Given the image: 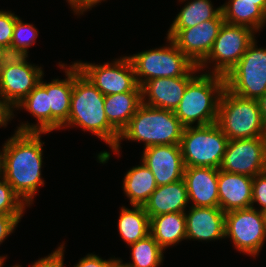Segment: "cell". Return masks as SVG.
<instances>
[{"label":"cell","instance_id":"1","mask_svg":"<svg viewBox=\"0 0 266 267\" xmlns=\"http://www.w3.org/2000/svg\"><path fill=\"white\" fill-rule=\"evenodd\" d=\"M47 132L16 131L4 143L3 178L27 207L32 206L42 179L43 145L41 135Z\"/></svg>","mask_w":266,"mask_h":267},{"label":"cell","instance_id":"2","mask_svg":"<svg viewBox=\"0 0 266 267\" xmlns=\"http://www.w3.org/2000/svg\"><path fill=\"white\" fill-rule=\"evenodd\" d=\"M105 96L74 64V85L68 121L61 129L80 127L102 139L111 150L120 133L108 122L104 109Z\"/></svg>","mask_w":266,"mask_h":267},{"label":"cell","instance_id":"3","mask_svg":"<svg viewBox=\"0 0 266 267\" xmlns=\"http://www.w3.org/2000/svg\"><path fill=\"white\" fill-rule=\"evenodd\" d=\"M185 126L174 111L141 104L128 125L121 131L112 152L120 155L121 141L143 142L144 148L156 145H179Z\"/></svg>","mask_w":266,"mask_h":267},{"label":"cell","instance_id":"4","mask_svg":"<svg viewBox=\"0 0 266 267\" xmlns=\"http://www.w3.org/2000/svg\"><path fill=\"white\" fill-rule=\"evenodd\" d=\"M224 88L225 76L205 71L198 73L187 84L183 98L174 111L176 117L185 127L216 123Z\"/></svg>","mask_w":266,"mask_h":267},{"label":"cell","instance_id":"5","mask_svg":"<svg viewBox=\"0 0 266 267\" xmlns=\"http://www.w3.org/2000/svg\"><path fill=\"white\" fill-rule=\"evenodd\" d=\"M166 39L168 45L128 56L140 87L154 78L196 76L199 73L198 65L180 51L170 38Z\"/></svg>","mask_w":266,"mask_h":267},{"label":"cell","instance_id":"6","mask_svg":"<svg viewBox=\"0 0 266 267\" xmlns=\"http://www.w3.org/2000/svg\"><path fill=\"white\" fill-rule=\"evenodd\" d=\"M216 123L228 140L266 137L257 99L243 98L226 87L220 97Z\"/></svg>","mask_w":266,"mask_h":267},{"label":"cell","instance_id":"7","mask_svg":"<svg viewBox=\"0 0 266 267\" xmlns=\"http://www.w3.org/2000/svg\"><path fill=\"white\" fill-rule=\"evenodd\" d=\"M228 138L217 123L184 128L180 141L185 167H213L219 169Z\"/></svg>","mask_w":266,"mask_h":267},{"label":"cell","instance_id":"8","mask_svg":"<svg viewBox=\"0 0 266 267\" xmlns=\"http://www.w3.org/2000/svg\"><path fill=\"white\" fill-rule=\"evenodd\" d=\"M256 34L257 32L250 27L224 22L210 53L198 65L200 72L206 69L205 73L225 76L244 55L249 45L255 40Z\"/></svg>","mask_w":266,"mask_h":267},{"label":"cell","instance_id":"9","mask_svg":"<svg viewBox=\"0 0 266 267\" xmlns=\"http://www.w3.org/2000/svg\"><path fill=\"white\" fill-rule=\"evenodd\" d=\"M255 40L225 75V87L243 98L258 99L266 92V48Z\"/></svg>","mask_w":266,"mask_h":267},{"label":"cell","instance_id":"10","mask_svg":"<svg viewBox=\"0 0 266 267\" xmlns=\"http://www.w3.org/2000/svg\"><path fill=\"white\" fill-rule=\"evenodd\" d=\"M226 238L237 251L256 258L266 241V213L255 206L226 212Z\"/></svg>","mask_w":266,"mask_h":267},{"label":"cell","instance_id":"11","mask_svg":"<svg viewBox=\"0 0 266 267\" xmlns=\"http://www.w3.org/2000/svg\"><path fill=\"white\" fill-rule=\"evenodd\" d=\"M28 56H10L0 65V100L11 112L38 84L44 71L27 62Z\"/></svg>","mask_w":266,"mask_h":267},{"label":"cell","instance_id":"12","mask_svg":"<svg viewBox=\"0 0 266 267\" xmlns=\"http://www.w3.org/2000/svg\"><path fill=\"white\" fill-rule=\"evenodd\" d=\"M79 70L104 95L142 91L139 86L133 65L128 56H121L114 61L95 64L74 61Z\"/></svg>","mask_w":266,"mask_h":267},{"label":"cell","instance_id":"13","mask_svg":"<svg viewBox=\"0 0 266 267\" xmlns=\"http://www.w3.org/2000/svg\"><path fill=\"white\" fill-rule=\"evenodd\" d=\"M219 169L249 177L266 172L265 137L228 140Z\"/></svg>","mask_w":266,"mask_h":267},{"label":"cell","instance_id":"14","mask_svg":"<svg viewBox=\"0 0 266 267\" xmlns=\"http://www.w3.org/2000/svg\"><path fill=\"white\" fill-rule=\"evenodd\" d=\"M222 12L215 18L184 29H169L167 37L193 63L199 65L210 53L224 23Z\"/></svg>","mask_w":266,"mask_h":267},{"label":"cell","instance_id":"15","mask_svg":"<svg viewBox=\"0 0 266 267\" xmlns=\"http://www.w3.org/2000/svg\"><path fill=\"white\" fill-rule=\"evenodd\" d=\"M141 161L153 173L157 186L183 179L185 165L180 145H156L144 148Z\"/></svg>","mask_w":266,"mask_h":267},{"label":"cell","instance_id":"16","mask_svg":"<svg viewBox=\"0 0 266 267\" xmlns=\"http://www.w3.org/2000/svg\"><path fill=\"white\" fill-rule=\"evenodd\" d=\"M185 211L186 240L215 241L225 238V212L220 207H194Z\"/></svg>","mask_w":266,"mask_h":267},{"label":"cell","instance_id":"17","mask_svg":"<svg viewBox=\"0 0 266 267\" xmlns=\"http://www.w3.org/2000/svg\"><path fill=\"white\" fill-rule=\"evenodd\" d=\"M195 76L163 77L147 81L142 88V103L159 109L172 110L178 107L187 84Z\"/></svg>","mask_w":266,"mask_h":267},{"label":"cell","instance_id":"18","mask_svg":"<svg viewBox=\"0 0 266 267\" xmlns=\"http://www.w3.org/2000/svg\"><path fill=\"white\" fill-rule=\"evenodd\" d=\"M183 180L186 184L191 206L219 207L218 169L213 167H185Z\"/></svg>","mask_w":266,"mask_h":267},{"label":"cell","instance_id":"19","mask_svg":"<svg viewBox=\"0 0 266 267\" xmlns=\"http://www.w3.org/2000/svg\"><path fill=\"white\" fill-rule=\"evenodd\" d=\"M59 62V67L65 70V79H52L44 82L43 76L39 83L47 90L49 108H51V132L61 130L68 121L70 114L71 96L74 85V62L66 66Z\"/></svg>","mask_w":266,"mask_h":267},{"label":"cell","instance_id":"20","mask_svg":"<svg viewBox=\"0 0 266 267\" xmlns=\"http://www.w3.org/2000/svg\"><path fill=\"white\" fill-rule=\"evenodd\" d=\"M253 177L228 173L218 169L219 207L226 213L250 208L252 204Z\"/></svg>","mask_w":266,"mask_h":267},{"label":"cell","instance_id":"21","mask_svg":"<svg viewBox=\"0 0 266 267\" xmlns=\"http://www.w3.org/2000/svg\"><path fill=\"white\" fill-rule=\"evenodd\" d=\"M188 204L186 184L181 179L174 183L158 186L143 208L151 218L161 214L185 212Z\"/></svg>","mask_w":266,"mask_h":267},{"label":"cell","instance_id":"22","mask_svg":"<svg viewBox=\"0 0 266 267\" xmlns=\"http://www.w3.org/2000/svg\"><path fill=\"white\" fill-rule=\"evenodd\" d=\"M25 109L36 121V124L20 122L16 131L20 132H51V108H49L47 90L39 83L19 104L10 112V120L14 118V111Z\"/></svg>","mask_w":266,"mask_h":267},{"label":"cell","instance_id":"23","mask_svg":"<svg viewBox=\"0 0 266 267\" xmlns=\"http://www.w3.org/2000/svg\"><path fill=\"white\" fill-rule=\"evenodd\" d=\"M221 11L228 24L247 26L257 33L266 25V1L228 0Z\"/></svg>","mask_w":266,"mask_h":267},{"label":"cell","instance_id":"24","mask_svg":"<svg viewBox=\"0 0 266 267\" xmlns=\"http://www.w3.org/2000/svg\"><path fill=\"white\" fill-rule=\"evenodd\" d=\"M141 104L142 91L110 94L104 100L105 115L108 122L121 133Z\"/></svg>","mask_w":266,"mask_h":267},{"label":"cell","instance_id":"25","mask_svg":"<svg viewBox=\"0 0 266 267\" xmlns=\"http://www.w3.org/2000/svg\"><path fill=\"white\" fill-rule=\"evenodd\" d=\"M150 235L164 251L186 240L185 213L175 212L151 217Z\"/></svg>","mask_w":266,"mask_h":267},{"label":"cell","instance_id":"26","mask_svg":"<svg viewBox=\"0 0 266 267\" xmlns=\"http://www.w3.org/2000/svg\"><path fill=\"white\" fill-rule=\"evenodd\" d=\"M157 187L153 173L142 161L130 168L123 178L122 188L131 206H144Z\"/></svg>","mask_w":266,"mask_h":267},{"label":"cell","instance_id":"27","mask_svg":"<svg viewBox=\"0 0 266 267\" xmlns=\"http://www.w3.org/2000/svg\"><path fill=\"white\" fill-rule=\"evenodd\" d=\"M121 207L118 232L127 245L136 243L150 234V218L143 206Z\"/></svg>","mask_w":266,"mask_h":267},{"label":"cell","instance_id":"28","mask_svg":"<svg viewBox=\"0 0 266 267\" xmlns=\"http://www.w3.org/2000/svg\"><path fill=\"white\" fill-rule=\"evenodd\" d=\"M178 1L183 3L186 0ZM186 3L172 21L169 29L190 28L204 21L215 19L222 12L221 6L214 9L210 0H189Z\"/></svg>","mask_w":266,"mask_h":267},{"label":"cell","instance_id":"29","mask_svg":"<svg viewBox=\"0 0 266 267\" xmlns=\"http://www.w3.org/2000/svg\"><path fill=\"white\" fill-rule=\"evenodd\" d=\"M131 248V261L126 262L129 267H160L163 264L164 250L149 234L144 239L128 245Z\"/></svg>","mask_w":266,"mask_h":267},{"label":"cell","instance_id":"30","mask_svg":"<svg viewBox=\"0 0 266 267\" xmlns=\"http://www.w3.org/2000/svg\"><path fill=\"white\" fill-rule=\"evenodd\" d=\"M38 34L34 25L25 23L18 17L13 30L10 56H28V49L35 44Z\"/></svg>","mask_w":266,"mask_h":267},{"label":"cell","instance_id":"31","mask_svg":"<svg viewBox=\"0 0 266 267\" xmlns=\"http://www.w3.org/2000/svg\"><path fill=\"white\" fill-rule=\"evenodd\" d=\"M26 204L13 191L12 186L3 178H0V214L23 216Z\"/></svg>","mask_w":266,"mask_h":267},{"label":"cell","instance_id":"32","mask_svg":"<svg viewBox=\"0 0 266 267\" xmlns=\"http://www.w3.org/2000/svg\"><path fill=\"white\" fill-rule=\"evenodd\" d=\"M17 18L18 15H15L12 11L0 10V44L9 51V54Z\"/></svg>","mask_w":266,"mask_h":267},{"label":"cell","instance_id":"33","mask_svg":"<svg viewBox=\"0 0 266 267\" xmlns=\"http://www.w3.org/2000/svg\"><path fill=\"white\" fill-rule=\"evenodd\" d=\"M259 204V211L266 213V172L253 177L252 204Z\"/></svg>","mask_w":266,"mask_h":267},{"label":"cell","instance_id":"34","mask_svg":"<svg viewBox=\"0 0 266 267\" xmlns=\"http://www.w3.org/2000/svg\"><path fill=\"white\" fill-rule=\"evenodd\" d=\"M64 242L61 243L51 254L48 256L38 259L33 262L30 267H65L64 266ZM22 265H15V267H21Z\"/></svg>","mask_w":266,"mask_h":267},{"label":"cell","instance_id":"35","mask_svg":"<svg viewBox=\"0 0 266 267\" xmlns=\"http://www.w3.org/2000/svg\"><path fill=\"white\" fill-rule=\"evenodd\" d=\"M22 217L0 214V245L14 232Z\"/></svg>","mask_w":266,"mask_h":267},{"label":"cell","instance_id":"36","mask_svg":"<svg viewBox=\"0 0 266 267\" xmlns=\"http://www.w3.org/2000/svg\"><path fill=\"white\" fill-rule=\"evenodd\" d=\"M119 258L110 259H102L100 256L96 254H87L85 257L81 258L74 267H112V265L118 260Z\"/></svg>","mask_w":266,"mask_h":267},{"label":"cell","instance_id":"37","mask_svg":"<svg viewBox=\"0 0 266 267\" xmlns=\"http://www.w3.org/2000/svg\"><path fill=\"white\" fill-rule=\"evenodd\" d=\"M101 1L105 0H66L71 10H73L74 15H82L87 12L88 9V11L92 10V8L101 3Z\"/></svg>","mask_w":266,"mask_h":267},{"label":"cell","instance_id":"38","mask_svg":"<svg viewBox=\"0 0 266 267\" xmlns=\"http://www.w3.org/2000/svg\"><path fill=\"white\" fill-rule=\"evenodd\" d=\"M10 121V111L2 104L0 100V127H6Z\"/></svg>","mask_w":266,"mask_h":267},{"label":"cell","instance_id":"39","mask_svg":"<svg viewBox=\"0 0 266 267\" xmlns=\"http://www.w3.org/2000/svg\"><path fill=\"white\" fill-rule=\"evenodd\" d=\"M259 110L261 112V118L264 126L266 127V92L257 99Z\"/></svg>","mask_w":266,"mask_h":267},{"label":"cell","instance_id":"40","mask_svg":"<svg viewBox=\"0 0 266 267\" xmlns=\"http://www.w3.org/2000/svg\"><path fill=\"white\" fill-rule=\"evenodd\" d=\"M10 57L9 51L0 44V65Z\"/></svg>","mask_w":266,"mask_h":267},{"label":"cell","instance_id":"41","mask_svg":"<svg viewBox=\"0 0 266 267\" xmlns=\"http://www.w3.org/2000/svg\"><path fill=\"white\" fill-rule=\"evenodd\" d=\"M3 149L4 144L2 145V151L0 150V178L3 177Z\"/></svg>","mask_w":266,"mask_h":267},{"label":"cell","instance_id":"42","mask_svg":"<svg viewBox=\"0 0 266 267\" xmlns=\"http://www.w3.org/2000/svg\"><path fill=\"white\" fill-rule=\"evenodd\" d=\"M112 267H129L126 264L123 263V260L119 258L113 265Z\"/></svg>","mask_w":266,"mask_h":267},{"label":"cell","instance_id":"43","mask_svg":"<svg viewBox=\"0 0 266 267\" xmlns=\"http://www.w3.org/2000/svg\"><path fill=\"white\" fill-rule=\"evenodd\" d=\"M5 259H7V255L6 256H0V267H4ZM12 267H15V265Z\"/></svg>","mask_w":266,"mask_h":267},{"label":"cell","instance_id":"44","mask_svg":"<svg viewBox=\"0 0 266 267\" xmlns=\"http://www.w3.org/2000/svg\"><path fill=\"white\" fill-rule=\"evenodd\" d=\"M249 1H266V0H249Z\"/></svg>","mask_w":266,"mask_h":267}]
</instances>
